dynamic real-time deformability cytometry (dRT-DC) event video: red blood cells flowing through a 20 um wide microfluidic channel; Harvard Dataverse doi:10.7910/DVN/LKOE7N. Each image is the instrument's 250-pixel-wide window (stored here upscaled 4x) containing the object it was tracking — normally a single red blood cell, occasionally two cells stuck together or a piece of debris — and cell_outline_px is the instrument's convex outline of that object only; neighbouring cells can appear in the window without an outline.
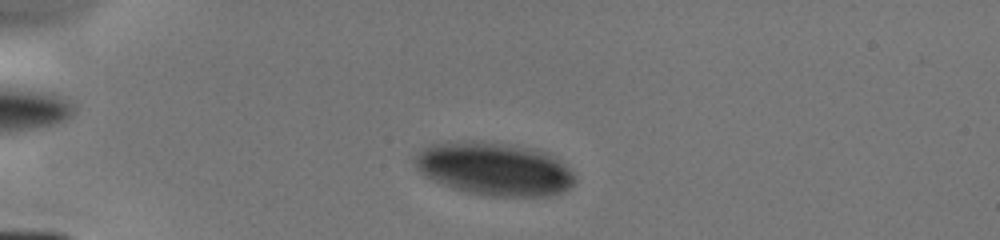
{"species": "human", "species_latin": "Homo sapiens", "temperature_condition": "cold", "stored_images_in_passage": 3, "camera_frame_rate_fps": 3000, "um_per_image_px": 0.085, "donor": {"sex": "male"}, "frame": {"image": 1, "passage_image": 2, "time_ms": 0.667, "image_size_px": [1000, 240], "cell_outline_px": [[576, 180], [568, 188], [560, 192], [548, 196], [492, 196], [468, 192], [452, 188], [432, 180], [424, 176], [416, 168], [412, 160], [428, 144], [472, 140], [508, 144], [536, 148], [548, 152], [560, 160], [576, 176]], "centroid_in_image_um": [42.01, 14.34], "position_along_channel_um": 43.0, "area_um2": 49.77}}